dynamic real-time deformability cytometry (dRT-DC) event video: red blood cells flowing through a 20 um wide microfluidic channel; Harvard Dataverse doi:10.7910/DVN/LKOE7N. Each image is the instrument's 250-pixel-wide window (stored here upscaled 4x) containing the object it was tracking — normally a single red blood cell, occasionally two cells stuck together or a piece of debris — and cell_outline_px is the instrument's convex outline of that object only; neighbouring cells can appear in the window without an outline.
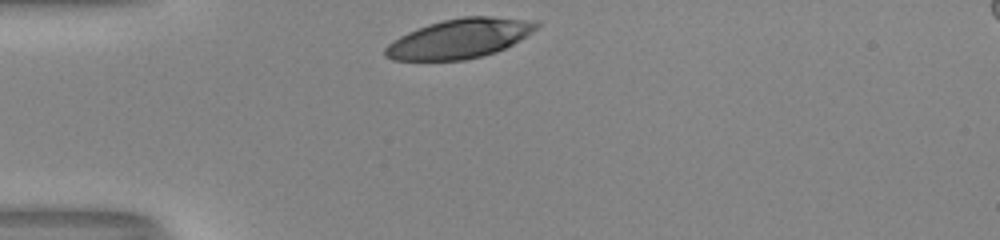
{"species": "human", "species_latin": "Homo sapiens", "temperature_condition": "room temperature", "stored_images_in_passage": 28, "camera_frame_rate_fps": 3000, "um_per_image_px": 0.085, "donor": {"sex": "male"}, "frame": {"image": 1, "passage_image": 1, "time_ms": 0.0, "image_size_px": [1000, 240], "cell_outline_px": [[540, 24], [532, 32], [520, 40], [496, 52], [464, 60], [392, 60], [384, 56], [384, 48], [388, 44], [400, 36], [408, 32], [428, 24], [444, 20], [464, 16], [488, 16], [540, 20]], "centroid_in_image_um": [39.08, 3.27], "position_along_channel_um": 45.9, "area_um2": 34.74}}
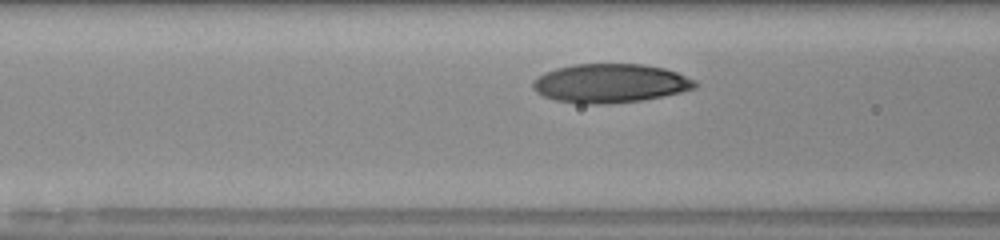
{"frame": {"image": 2, "passage_image": 8, "time_ms": 2.333, "image_size_px": [1000, 240], "cell_outline_px": [[700, 84], [696, 88], [680, 92], [644, 100], [608, 104], [580, 104], [556, 100], [544, 96], [536, 92], [532, 88], [532, 80], [556, 68], [572, 64], [644, 64], [664, 68], [676, 72], [696, 80]], "centroid_in_image_um": [51.89, 7.08], "position_along_channel_um": 114.7, "area_um2": 36.93}}
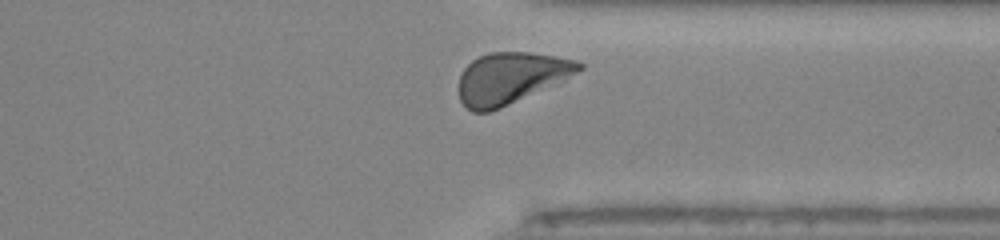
{"frame": {"image": 3, "passage_image": 27, "time_ms": 8.667, "image_size_px": [1000, 240], "cell_outline_px": [[584, 68], [564, 80], [500, 108], [488, 112], [472, 112], [460, 100], [460, 76], [464, 68], [472, 60], [480, 56], [492, 52], [528, 52], [556, 56], [576, 60], [584, 64]], "centroid_in_image_um": [43.43, 6.62], "position_along_channel_um": 368.0, "area_um2": 35.6}, "authors_computed_cell_mechanics": {"area_um2": 35.547, "velocity_mm_per_s": 4.0035, "shape_relaxation_time_tau1_ms": 3.495, "shape_relaxation_time_tau2_ms": null, "deformation_change_tau1": 0.1728, "deformation_change_tau2": null}}